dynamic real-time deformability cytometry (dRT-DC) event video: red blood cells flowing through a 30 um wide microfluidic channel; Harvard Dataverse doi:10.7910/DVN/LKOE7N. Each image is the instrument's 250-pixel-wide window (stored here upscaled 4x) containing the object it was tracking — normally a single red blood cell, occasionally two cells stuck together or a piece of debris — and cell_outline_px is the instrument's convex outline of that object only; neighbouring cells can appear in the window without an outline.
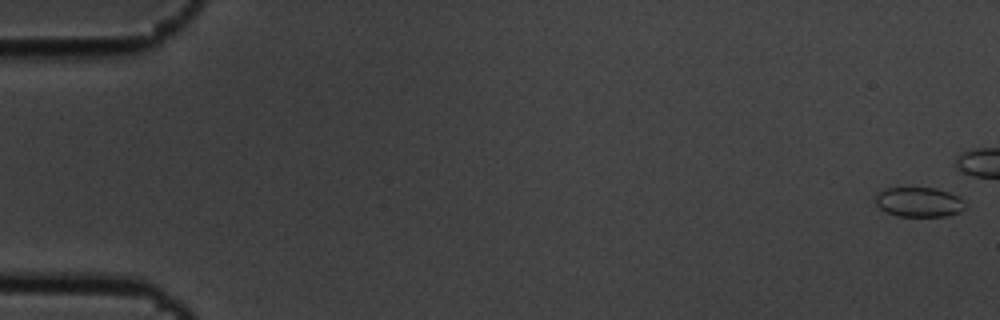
{"species": "common noctule bat (a hibernating species)", "species_latin": "Nyctalus noctula", "temperature_condition": "cold", "stored_images_in_passage": 24, "camera_frame_rate_fps": 3000, "um_per_image_px": 0.085, "animal": {"sex": "male", "body_mass_g": 19.5, "forearm_length_mm": 54.6}, "frame": {"image": 1, "passage_image": 1, "time_ms": 0.0, "image_size_px": [1000, 320], "cell_outline_px": [[968, 208], [960, 212], [948, 216], [896, 216], [884, 212], [872, 200], [876, 192], [884, 188], [936, 188], [960, 196], [968, 204]], "centroid_in_image_um": [78.11, 17.18], "position_along_channel_um": 6.9, "area_um2": 16.13}}